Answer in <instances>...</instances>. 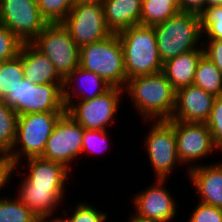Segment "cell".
Masks as SVG:
<instances>
[{"label":"cell","mask_w":222,"mask_h":222,"mask_svg":"<svg viewBox=\"0 0 222 222\" xmlns=\"http://www.w3.org/2000/svg\"><path fill=\"white\" fill-rule=\"evenodd\" d=\"M26 161L27 169H22L26 171L15 169V174H19L17 177H24L32 186L66 189V184L71 179V171L63 164L42 157L28 158Z\"/></svg>","instance_id":"cell-15"},{"label":"cell","mask_w":222,"mask_h":222,"mask_svg":"<svg viewBox=\"0 0 222 222\" xmlns=\"http://www.w3.org/2000/svg\"><path fill=\"white\" fill-rule=\"evenodd\" d=\"M30 81L23 78L11 92L5 95L4 102L11 107L18 116L29 114Z\"/></svg>","instance_id":"cell-31"},{"label":"cell","mask_w":222,"mask_h":222,"mask_svg":"<svg viewBox=\"0 0 222 222\" xmlns=\"http://www.w3.org/2000/svg\"><path fill=\"white\" fill-rule=\"evenodd\" d=\"M31 44L50 59L63 79L79 66L80 48L62 23H49Z\"/></svg>","instance_id":"cell-6"},{"label":"cell","mask_w":222,"mask_h":222,"mask_svg":"<svg viewBox=\"0 0 222 222\" xmlns=\"http://www.w3.org/2000/svg\"><path fill=\"white\" fill-rule=\"evenodd\" d=\"M22 44L7 27L0 24V63L16 57Z\"/></svg>","instance_id":"cell-34"},{"label":"cell","mask_w":222,"mask_h":222,"mask_svg":"<svg viewBox=\"0 0 222 222\" xmlns=\"http://www.w3.org/2000/svg\"><path fill=\"white\" fill-rule=\"evenodd\" d=\"M204 55L203 46L198 49L182 53L163 63V73L171 82L172 88L177 91L188 85H193L194 75Z\"/></svg>","instance_id":"cell-20"},{"label":"cell","mask_w":222,"mask_h":222,"mask_svg":"<svg viewBox=\"0 0 222 222\" xmlns=\"http://www.w3.org/2000/svg\"><path fill=\"white\" fill-rule=\"evenodd\" d=\"M63 84H34L30 82L29 114L66 112L63 103Z\"/></svg>","instance_id":"cell-22"},{"label":"cell","mask_w":222,"mask_h":222,"mask_svg":"<svg viewBox=\"0 0 222 222\" xmlns=\"http://www.w3.org/2000/svg\"><path fill=\"white\" fill-rule=\"evenodd\" d=\"M170 4L180 12V0H170Z\"/></svg>","instance_id":"cell-43"},{"label":"cell","mask_w":222,"mask_h":222,"mask_svg":"<svg viewBox=\"0 0 222 222\" xmlns=\"http://www.w3.org/2000/svg\"><path fill=\"white\" fill-rule=\"evenodd\" d=\"M129 220H127L128 222H155V221H147V220H142L139 219L133 215H130V218H128Z\"/></svg>","instance_id":"cell-42"},{"label":"cell","mask_w":222,"mask_h":222,"mask_svg":"<svg viewBox=\"0 0 222 222\" xmlns=\"http://www.w3.org/2000/svg\"><path fill=\"white\" fill-rule=\"evenodd\" d=\"M153 27L163 63L202 46L201 16L198 14L180 11Z\"/></svg>","instance_id":"cell-3"},{"label":"cell","mask_w":222,"mask_h":222,"mask_svg":"<svg viewBox=\"0 0 222 222\" xmlns=\"http://www.w3.org/2000/svg\"><path fill=\"white\" fill-rule=\"evenodd\" d=\"M36 3L48 23H61L74 5L73 0H36Z\"/></svg>","instance_id":"cell-30"},{"label":"cell","mask_w":222,"mask_h":222,"mask_svg":"<svg viewBox=\"0 0 222 222\" xmlns=\"http://www.w3.org/2000/svg\"><path fill=\"white\" fill-rule=\"evenodd\" d=\"M205 123L211 132L215 146L222 152V96L215 98L209 118Z\"/></svg>","instance_id":"cell-33"},{"label":"cell","mask_w":222,"mask_h":222,"mask_svg":"<svg viewBox=\"0 0 222 222\" xmlns=\"http://www.w3.org/2000/svg\"><path fill=\"white\" fill-rule=\"evenodd\" d=\"M123 91L147 125L152 120H170L175 108L176 91L163 72L130 78Z\"/></svg>","instance_id":"cell-1"},{"label":"cell","mask_w":222,"mask_h":222,"mask_svg":"<svg viewBox=\"0 0 222 222\" xmlns=\"http://www.w3.org/2000/svg\"><path fill=\"white\" fill-rule=\"evenodd\" d=\"M200 16L202 39L222 40V5L207 7Z\"/></svg>","instance_id":"cell-28"},{"label":"cell","mask_w":222,"mask_h":222,"mask_svg":"<svg viewBox=\"0 0 222 222\" xmlns=\"http://www.w3.org/2000/svg\"><path fill=\"white\" fill-rule=\"evenodd\" d=\"M123 88L111 87L103 95L93 99L72 101L66 107V113L88 130H108L114 124L119 111Z\"/></svg>","instance_id":"cell-8"},{"label":"cell","mask_w":222,"mask_h":222,"mask_svg":"<svg viewBox=\"0 0 222 222\" xmlns=\"http://www.w3.org/2000/svg\"><path fill=\"white\" fill-rule=\"evenodd\" d=\"M156 181V182H155ZM148 188L133 195V216L147 221L173 222L177 214V200L165 187L167 179H156Z\"/></svg>","instance_id":"cell-13"},{"label":"cell","mask_w":222,"mask_h":222,"mask_svg":"<svg viewBox=\"0 0 222 222\" xmlns=\"http://www.w3.org/2000/svg\"><path fill=\"white\" fill-rule=\"evenodd\" d=\"M222 0H205V9L210 6H221Z\"/></svg>","instance_id":"cell-40"},{"label":"cell","mask_w":222,"mask_h":222,"mask_svg":"<svg viewBox=\"0 0 222 222\" xmlns=\"http://www.w3.org/2000/svg\"><path fill=\"white\" fill-rule=\"evenodd\" d=\"M79 66L103 78L112 87L124 88L127 75L117 33L80 48Z\"/></svg>","instance_id":"cell-4"},{"label":"cell","mask_w":222,"mask_h":222,"mask_svg":"<svg viewBox=\"0 0 222 222\" xmlns=\"http://www.w3.org/2000/svg\"><path fill=\"white\" fill-rule=\"evenodd\" d=\"M204 55L222 72V40H202Z\"/></svg>","instance_id":"cell-36"},{"label":"cell","mask_w":222,"mask_h":222,"mask_svg":"<svg viewBox=\"0 0 222 222\" xmlns=\"http://www.w3.org/2000/svg\"><path fill=\"white\" fill-rule=\"evenodd\" d=\"M109 138L110 137L107 130L84 129L82 155H90L91 153L99 154L100 152H104L105 150L107 151L108 148L106 147H109L107 143L109 141Z\"/></svg>","instance_id":"cell-32"},{"label":"cell","mask_w":222,"mask_h":222,"mask_svg":"<svg viewBox=\"0 0 222 222\" xmlns=\"http://www.w3.org/2000/svg\"><path fill=\"white\" fill-rule=\"evenodd\" d=\"M0 24L22 43H31L49 23L36 0H0Z\"/></svg>","instance_id":"cell-9"},{"label":"cell","mask_w":222,"mask_h":222,"mask_svg":"<svg viewBox=\"0 0 222 222\" xmlns=\"http://www.w3.org/2000/svg\"><path fill=\"white\" fill-rule=\"evenodd\" d=\"M70 215L67 213V210L62 211L65 213V217L59 216L63 222H107V213L103 210L99 211V208H95L92 204H88L86 201L84 202H77V205L73 208ZM67 215V216H66Z\"/></svg>","instance_id":"cell-29"},{"label":"cell","mask_w":222,"mask_h":222,"mask_svg":"<svg viewBox=\"0 0 222 222\" xmlns=\"http://www.w3.org/2000/svg\"><path fill=\"white\" fill-rule=\"evenodd\" d=\"M180 11L201 15L205 11V0H180Z\"/></svg>","instance_id":"cell-38"},{"label":"cell","mask_w":222,"mask_h":222,"mask_svg":"<svg viewBox=\"0 0 222 222\" xmlns=\"http://www.w3.org/2000/svg\"><path fill=\"white\" fill-rule=\"evenodd\" d=\"M24 78L34 84L64 83L50 59L31 43H23L19 49Z\"/></svg>","instance_id":"cell-19"},{"label":"cell","mask_w":222,"mask_h":222,"mask_svg":"<svg viewBox=\"0 0 222 222\" xmlns=\"http://www.w3.org/2000/svg\"><path fill=\"white\" fill-rule=\"evenodd\" d=\"M193 85L215 97L222 96V72L205 55L200 58Z\"/></svg>","instance_id":"cell-23"},{"label":"cell","mask_w":222,"mask_h":222,"mask_svg":"<svg viewBox=\"0 0 222 222\" xmlns=\"http://www.w3.org/2000/svg\"><path fill=\"white\" fill-rule=\"evenodd\" d=\"M16 169V164L7 156L0 155V192H2V188L8 185L12 180L14 172ZM0 195V199L5 198Z\"/></svg>","instance_id":"cell-37"},{"label":"cell","mask_w":222,"mask_h":222,"mask_svg":"<svg viewBox=\"0 0 222 222\" xmlns=\"http://www.w3.org/2000/svg\"><path fill=\"white\" fill-rule=\"evenodd\" d=\"M38 217L16 198L0 199V222H36Z\"/></svg>","instance_id":"cell-27"},{"label":"cell","mask_w":222,"mask_h":222,"mask_svg":"<svg viewBox=\"0 0 222 222\" xmlns=\"http://www.w3.org/2000/svg\"><path fill=\"white\" fill-rule=\"evenodd\" d=\"M24 78L22 59L16 57L0 63V101L5 100V95L21 82Z\"/></svg>","instance_id":"cell-26"},{"label":"cell","mask_w":222,"mask_h":222,"mask_svg":"<svg viewBox=\"0 0 222 222\" xmlns=\"http://www.w3.org/2000/svg\"><path fill=\"white\" fill-rule=\"evenodd\" d=\"M64 113L43 112L18 116L15 142L7 155L16 164V168L21 167L25 159L43 155L47 140Z\"/></svg>","instance_id":"cell-5"},{"label":"cell","mask_w":222,"mask_h":222,"mask_svg":"<svg viewBox=\"0 0 222 222\" xmlns=\"http://www.w3.org/2000/svg\"><path fill=\"white\" fill-rule=\"evenodd\" d=\"M106 0H73L74 4H100L103 5Z\"/></svg>","instance_id":"cell-39"},{"label":"cell","mask_w":222,"mask_h":222,"mask_svg":"<svg viewBox=\"0 0 222 222\" xmlns=\"http://www.w3.org/2000/svg\"><path fill=\"white\" fill-rule=\"evenodd\" d=\"M61 23L79 48L112 34L105 22L103 5L100 4H74Z\"/></svg>","instance_id":"cell-12"},{"label":"cell","mask_w":222,"mask_h":222,"mask_svg":"<svg viewBox=\"0 0 222 222\" xmlns=\"http://www.w3.org/2000/svg\"><path fill=\"white\" fill-rule=\"evenodd\" d=\"M103 8L106 25L112 33L140 24L142 0H106Z\"/></svg>","instance_id":"cell-21"},{"label":"cell","mask_w":222,"mask_h":222,"mask_svg":"<svg viewBox=\"0 0 222 222\" xmlns=\"http://www.w3.org/2000/svg\"><path fill=\"white\" fill-rule=\"evenodd\" d=\"M188 222H222V208L198 202Z\"/></svg>","instance_id":"cell-35"},{"label":"cell","mask_w":222,"mask_h":222,"mask_svg":"<svg viewBox=\"0 0 222 222\" xmlns=\"http://www.w3.org/2000/svg\"><path fill=\"white\" fill-rule=\"evenodd\" d=\"M143 142L154 171V179L168 180L177 165L181 168L174 126L169 120H152V125Z\"/></svg>","instance_id":"cell-7"},{"label":"cell","mask_w":222,"mask_h":222,"mask_svg":"<svg viewBox=\"0 0 222 222\" xmlns=\"http://www.w3.org/2000/svg\"><path fill=\"white\" fill-rule=\"evenodd\" d=\"M200 164L187 171L188 178L199 195L198 202L222 208V162Z\"/></svg>","instance_id":"cell-18"},{"label":"cell","mask_w":222,"mask_h":222,"mask_svg":"<svg viewBox=\"0 0 222 222\" xmlns=\"http://www.w3.org/2000/svg\"><path fill=\"white\" fill-rule=\"evenodd\" d=\"M18 114L0 101V155H8L16 138Z\"/></svg>","instance_id":"cell-24"},{"label":"cell","mask_w":222,"mask_h":222,"mask_svg":"<svg viewBox=\"0 0 222 222\" xmlns=\"http://www.w3.org/2000/svg\"><path fill=\"white\" fill-rule=\"evenodd\" d=\"M215 98L195 85L183 87L176 91L175 108L170 120L205 123Z\"/></svg>","instance_id":"cell-14"},{"label":"cell","mask_w":222,"mask_h":222,"mask_svg":"<svg viewBox=\"0 0 222 222\" xmlns=\"http://www.w3.org/2000/svg\"><path fill=\"white\" fill-rule=\"evenodd\" d=\"M177 12L170 0H142L140 24L153 26L166 21Z\"/></svg>","instance_id":"cell-25"},{"label":"cell","mask_w":222,"mask_h":222,"mask_svg":"<svg viewBox=\"0 0 222 222\" xmlns=\"http://www.w3.org/2000/svg\"><path fill=\"white\" fill-rule=\"evenodd\" d=\"M17 186V198L28 207L38 219L52 218L57 207L65 200L66 189L32 186L24 177ZM62 198H64L62 200ZM60 203V204H59Z\"/></svg>","instance_id":"cell-16"},{"label":"cell","mask_w":222,"mask_h":222,"mask_svg":"<svg viewBox=\"0 0 222 222\" xmlns=\"http://www.w3.org/2000/svg\"><path fill=\"white\" fill-rule=\"evenodd\" d=\"M36 222H63L60 217L38 219Z\"/></svg>","instance_id":"cell-41"},{"label":"cell","mask_w":222,"mask_h":222,"mask_svg":"<svg viewBox=\"0 0 222 222\" xmlns=\"http://www.w3.org/2000/svg\"><path fill=\"white\" fill-rule=\"evenodd\" d=\"M111 87L112 86L109 85L99 75L78 66L72 73H70L64 79V84H63L64 106L66 108L72 101L88 100L103 95Z\"/></svg>","instance_id":"cell-17"},{"label":"cell","mask_w":222,"mask_h":222,"mask_svg":"<svg viewBox=\"0 0 222 222\" xmlns=\"http://www.w3.org/2000/svg\"><path fill=\"white\" fill-rule=\"evenodd\" d=\"M83 134L84 128L65 112L56 122L41 157L73 172L72 162L82 155Z\"/></svg>","instance_id":"cell-10"},{"label":"cell","mask_w":222,"mask_h":222,"mask_svg":"<svg viewBox=\"0 0 222 222\" xmlns=\"http://www.w3.org/2000/svg\"><path fill=\"white\" fill-rule=\"evenodd\" d=\"M169 121L175 130L178 158L187 171L199 167L197 161L208 158L215 149L219 151L206 123Z\"/></svg>","instance_id":"cell-11"},{"label":"cell","mask_w":222,"mask_h":222,"mask_svg":"<svg viewBox=\"0 0 222 222\" xmlns=\"http://www.w3.org/2000/svg\"><path fill=\"white\" fill-rule=\"evenodd\" d=\"M123 49L127 80L163 71L153 26L135 25L118 33Z\"/></svg>","instance_id":"cell-2"}]
</instances>
